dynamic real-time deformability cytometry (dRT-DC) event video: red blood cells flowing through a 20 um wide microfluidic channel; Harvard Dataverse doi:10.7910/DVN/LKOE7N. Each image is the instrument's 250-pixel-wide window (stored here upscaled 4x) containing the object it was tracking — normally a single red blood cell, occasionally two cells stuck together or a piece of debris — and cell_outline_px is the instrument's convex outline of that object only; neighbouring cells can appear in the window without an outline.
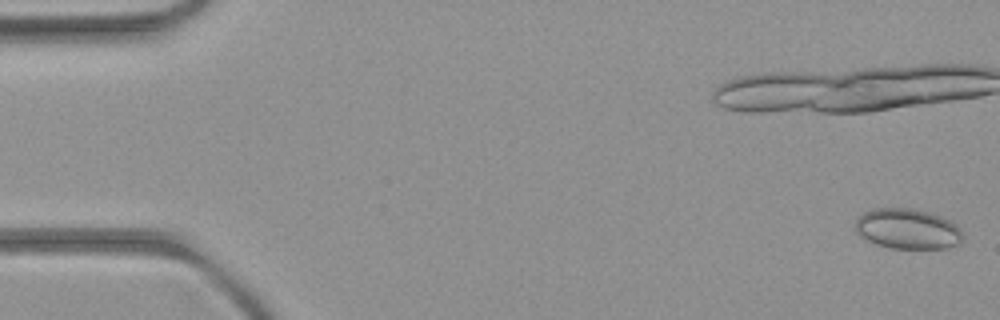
{"species": "common noctule bat (a hibernating species)", "species_latin": "Nyctalus noctula", "temperature_condition": "room temperature", "stored_images_in_passage": 9, "camera_frame_rate_fps": 3000, "um_per_image_px": 0.085, "animal": {"sex": "female", "body_mass_g": 21.9}, "frame": {"image": 1, "passage_image": 1, "time_ms": 0.0, "image_size_px": [1000, 320], "cell_outline_px": [[960, 244], [948, 248], [892, 248], [876, 244], [860, 236], [856, 232], [856, 220], [864, 212], [872, 208], [912, 208], [932, 212], [952, 220], [960, 228]], "centroid_in_image_um": [77.16, 19.44], "position_along_channel_um": 7.8, "area_um2": 25.37}}
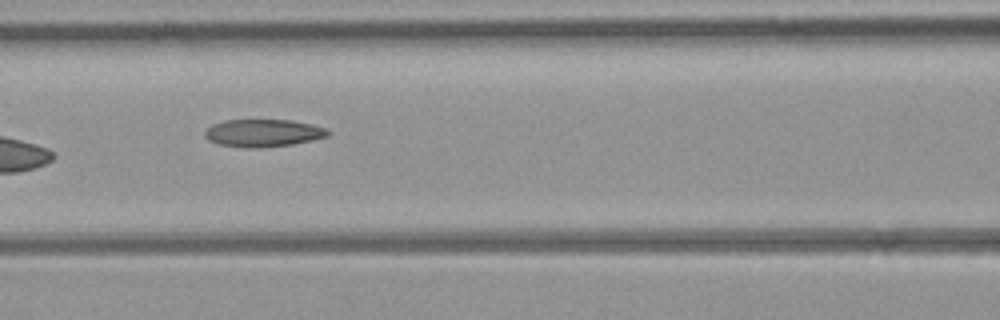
{"frame": {"image": 2, "passage_image": 7, "time_ms": 7.667, "image_size_px": [1000, 320], "cell_outline_px": [[332, 132], [328, 136], [312, 140], [292, 144], [260, 148], [244, 148], [220, 144], [208, 140], [204, 136], [204, 132], [212, 124], [224, 120], [292, 120], [312, 124], [328, 128]], "centroid_in_image_um": [22.39, 11.3], "position_along_channel_um": 144.2, "area_um2": 19.94}}
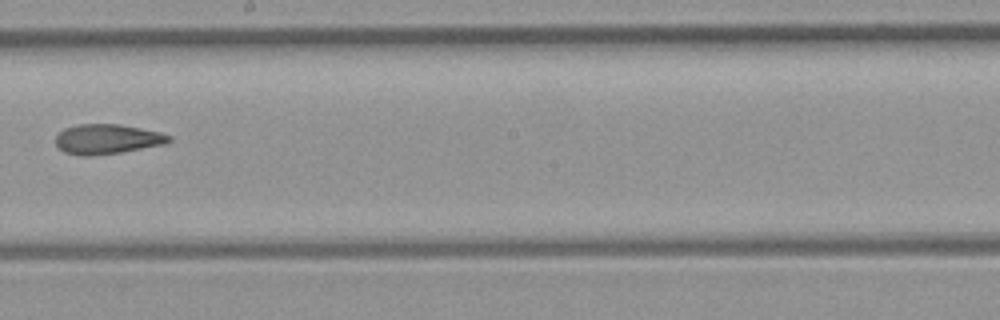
{"frame": {"image": 3, "passage_image": 9, "time_ms": 10.0, "image_size_px": [1000, 320], "cell_outline_px": [[172, 140], [164, 144], [120, 152], [88, 156], [84, 156], [64, 152], [56, 144], [56, 136], [64, 128], [80, 124], [120, 124], [160, 132], [172, 136]], "centroid_in_image_um": [9.12, 11.81], "position_along_channel_um": 239.1, "area_um2": 19.54}}